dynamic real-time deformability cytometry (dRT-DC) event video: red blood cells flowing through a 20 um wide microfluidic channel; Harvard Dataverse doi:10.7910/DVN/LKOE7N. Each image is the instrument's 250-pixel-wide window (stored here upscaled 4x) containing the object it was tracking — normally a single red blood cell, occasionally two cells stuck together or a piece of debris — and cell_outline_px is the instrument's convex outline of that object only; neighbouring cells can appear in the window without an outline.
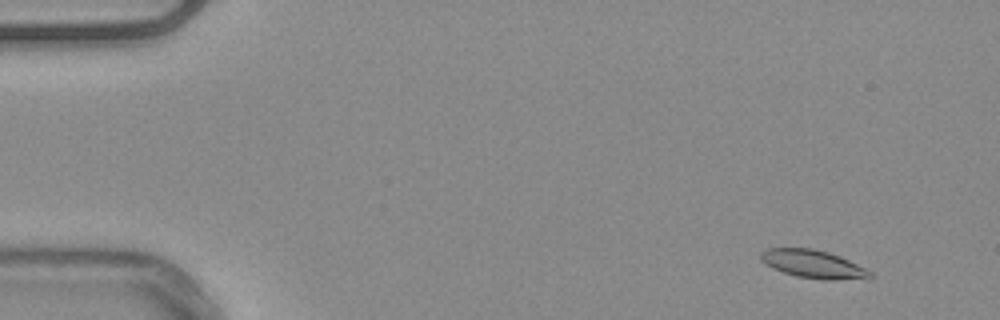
{"species": "common noctule bat (a hibernating species)", "species_latin": "Nyctalus noctula", "temperature_condition": "warm", "stored_images_in_passage": 55, "camera_frame_rate_fps": 3000, "um_per_image_px": 0.085, "animal": {"sex": "male", "body_mass_g": 20.4}, "frame": {"image": 1, "passage_image": 5, "time_ms": 1.333, "image_size_px": [1000, 320], "cell_outline_px": [[872, 276], [868, 280], [820, 280], [796, 276], [772, 268], [764, 264], [760, 260], [760, 252], [768, 248], [812, 248], [828, 252], [840, 256], [872, 272]], "centroid_in_image_um": [69.14, 22.47], "position_along_channel_um": 15.9, "area_um2": 18.21}}
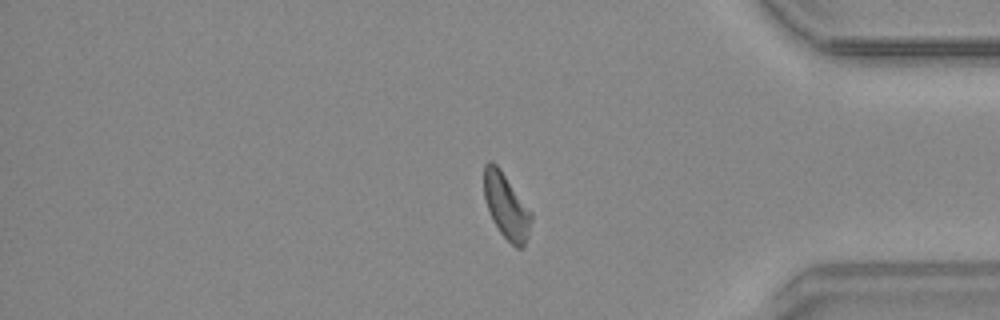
{"frame": {"image": 2, "passage_image": 46, "time_ms": 15.0, "image_size_px": [1000, 320], "cell_outline_px": [[532, 220], [528, 236], [524, 248], [516, 248], [500, 232], [492, 220], [484, 196], [484, 164], [488, 160], [492, 160], [500, 168], [532, 212]], "centroid_in_image_um": [43.04, 17.51], "position_along_channel_um": 392.2, "area_um2": 18.03}}
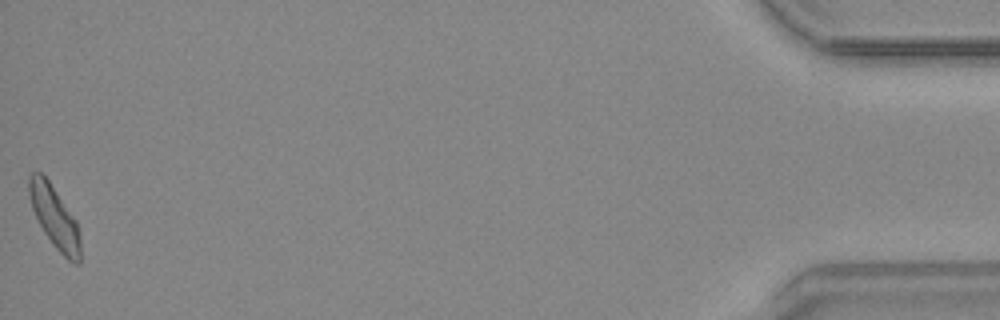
{"frame": {"image": 3, "passage_image": 55, "time_ms": 18.0, "image_size_px": [1000, 320], "cell_outline_px": [[80, 264], [76, 264], [68, 260], [52, 244], [44, 232], [32, 208], [28, 196], [28, 176], [32, 172], [40, 172], [48, 180], [76, 220], [80, 236]], "centroid_in_image_um": [4.63, 18.46], "position_along_channel_um": 430.6, "area_um2": 18.38}, "authors_computed_cell_mechanics": {"area_um2": 18.0336, "velocity_mm_per_s": 3.7347, "shape_relaxation_time_tau1_ms": null, "shape_relaxation_time_tau2_ms": 3.5419, "deformation_change_tau1": null, "deformation_change_tau2": 0.0981}}